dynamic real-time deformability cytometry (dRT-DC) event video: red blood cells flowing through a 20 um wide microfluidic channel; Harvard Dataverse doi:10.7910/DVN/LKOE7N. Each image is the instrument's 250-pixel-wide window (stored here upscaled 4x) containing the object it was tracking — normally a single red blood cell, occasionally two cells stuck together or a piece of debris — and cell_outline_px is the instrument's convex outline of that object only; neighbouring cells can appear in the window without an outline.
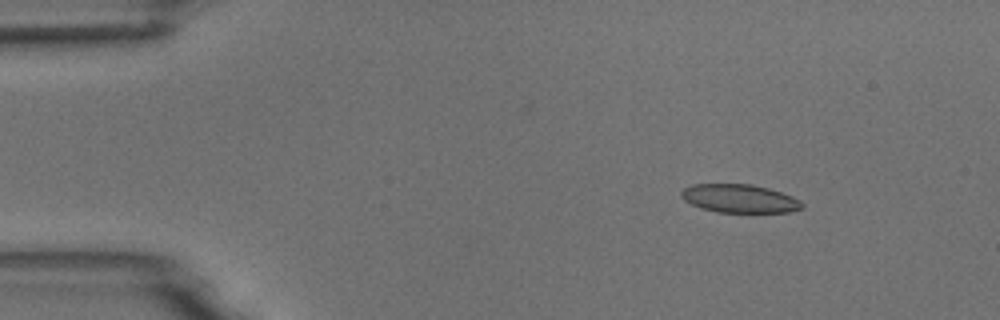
{"species": "common noctule bat (a hibernating species)", "species_latin": "Nyctalus noctula", "temperature_condition": "room temperature", "stored_images_in_passage": 6, "camera_frame_rate_fps": 3000, "um_per_image_px": 0.085, "animal": {"sex": "male", "body_mass_g": 18.8}, "frame": {"image": 1, "passage_image": 2, "time_ms": 1.0, "image_size_px": [1000, 320], "cell_outline_px": [[804, 208], [792, 212], [716, 212], [700, 208], [684, 200], [680, 196], [680, 192], [684, 188], [692, 184], [752, 184], [768, 188], [792, 196], [800, 200], [804, 204]], "centroid_in_image_um": [62.87, 16.88], "position_along_channel_um": 22.1, "area_um2": 20.11}}
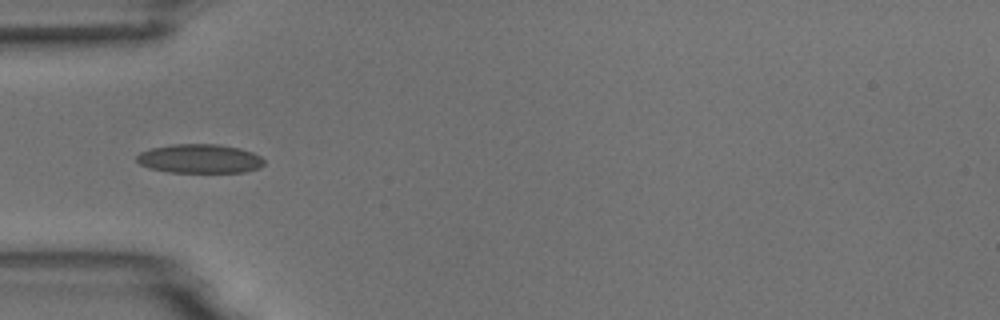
{"frame": {"image": 2, "passage_image": 5, "time_ms": 4.333, "image_size_px": [1000, 320], "cell_outline_px": [[264, 164], [260, 168], [244, 172], [168, 172], [148, 168], [140, 164], [136, 160], [136, 156], [140, 152], [152, 148], [172, 144], [220, 144], [240, 148], [252, 152], [260, 156], [264, 160]], "centroid_in_image_um": [16.98, 13.49], "position_along_channel_um": 68.0, "area_um2": 21.68}}